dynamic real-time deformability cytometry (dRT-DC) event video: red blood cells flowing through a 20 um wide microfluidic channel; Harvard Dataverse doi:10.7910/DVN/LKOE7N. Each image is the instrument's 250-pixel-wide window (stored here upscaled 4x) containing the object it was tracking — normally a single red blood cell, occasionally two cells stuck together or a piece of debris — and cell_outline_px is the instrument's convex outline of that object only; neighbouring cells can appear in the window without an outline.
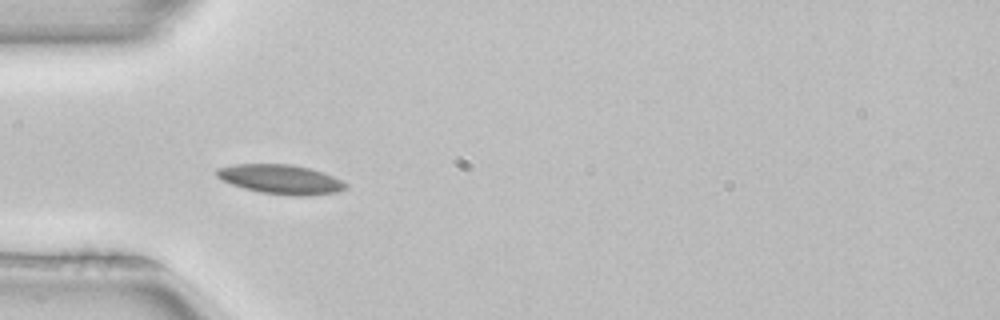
{"species": "common noctule bat (a hibernating species)", "species_latin": "Nyctalus noctula", "temperature_condition": "room temperature", "stored_images_in_passage": 5, "camera_frame_rate_fps": 3000, "um_per_image_px": 0.085, "animal": {"sex": "female", "body_mass_g": 22.7, "forearm_length_mm": 54.2}, "frame": {"image": 1, "passage_image": 4, "time_ms": 1.0, "image_size_px": [1000, 320], "cell_outline_px": [[348, 188], [336, 192], [308, 196], [296, 196], [260, 192], [244, 188], [220, 180], [216, 176], [216, 168], [236, 164], [292, 164], [324, 172], [348, 184]], "centroid_in_image_um": [23.86, 15.24], "position_along_channel_um": 61.1, "area_um2": 22.14}}